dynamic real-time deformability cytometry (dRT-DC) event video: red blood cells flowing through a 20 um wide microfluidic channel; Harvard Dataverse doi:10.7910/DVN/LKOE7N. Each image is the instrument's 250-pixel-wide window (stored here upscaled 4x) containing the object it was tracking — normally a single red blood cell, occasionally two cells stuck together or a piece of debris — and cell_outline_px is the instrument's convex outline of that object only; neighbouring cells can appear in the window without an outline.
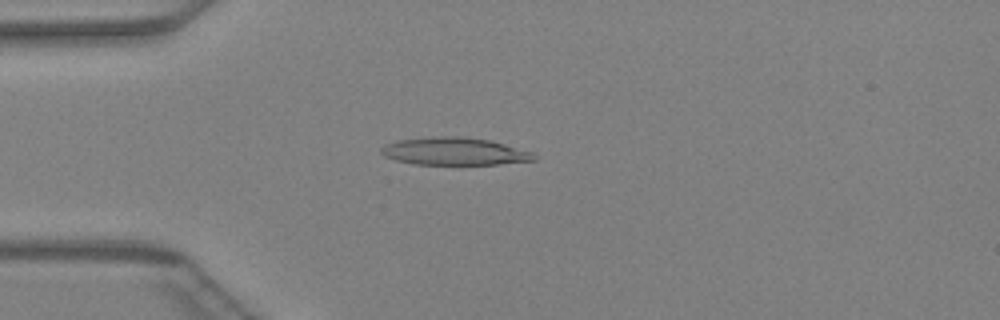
{"species": "Egyptian fruit bat (a non-hibernating species)", "species_latin": "Rousettus aegyptiacus", "temperature_condition": "warm", "stored_images_in_passage": 36, "camera_frame_rate_fps": 3000, "um_per_image_px": 0.085, "animal": {"sex": "female"}, "frame": {"image": 1, "passage_image": 12, "time_ms": 3.667, "image_size_px": [1000, 320], "cell_outline_px": [[536, 160], [500, 164], [412, 164], [396, 160], [384, 156], [380, 152], [380, 148], [384, 144], [396, 140], [440, 136], [464, 136], [492, 140], [532, 152], [536, 156]], "centroid_in_image_um": [38.61, 12.85], "position_along_channel_um": 46.4, "area_um2": 24.74}}
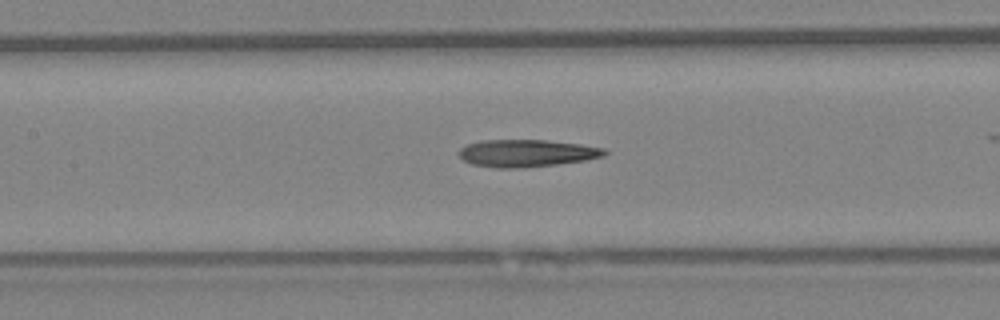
{"frame": {"image": 2, "passage_image": 21, "time_ms": 6.667, "image_size_px": [1000, 320], "cell_outline_px": [[608, 152], [604, 156], [588, 160], [556, 164], [520, 168], [496, 168], [472, 164], [464, 160], [460, 156], [460, 148], [468, 144], [480, 140], [544, 140], [580, 144], [604, 148]], "centroid_in_image_um": [44.79, 13.02], "position_along_channel_um": 162.6, "area_um2": 23.12}}
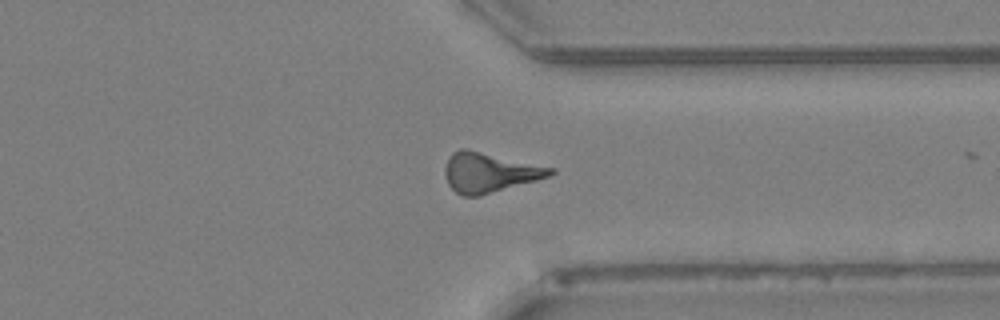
{"frame": {"image": 3, "passage_image": 35, "time_ms": 11.333, "image_size_px": [1000, 320], "cell_outline_px": [[556, 172], [548, 176], [536, 180], [480, 196], [464, 196], [456, 192], [448, 184], [444, 176], [444, 168], [452, 152], [460, 148], [468, 148], [556, 168]], "centroid_in_image_um": [41.59, 14.64], "position_along_channel_um": 369.8, "area_um2": 24.57}}